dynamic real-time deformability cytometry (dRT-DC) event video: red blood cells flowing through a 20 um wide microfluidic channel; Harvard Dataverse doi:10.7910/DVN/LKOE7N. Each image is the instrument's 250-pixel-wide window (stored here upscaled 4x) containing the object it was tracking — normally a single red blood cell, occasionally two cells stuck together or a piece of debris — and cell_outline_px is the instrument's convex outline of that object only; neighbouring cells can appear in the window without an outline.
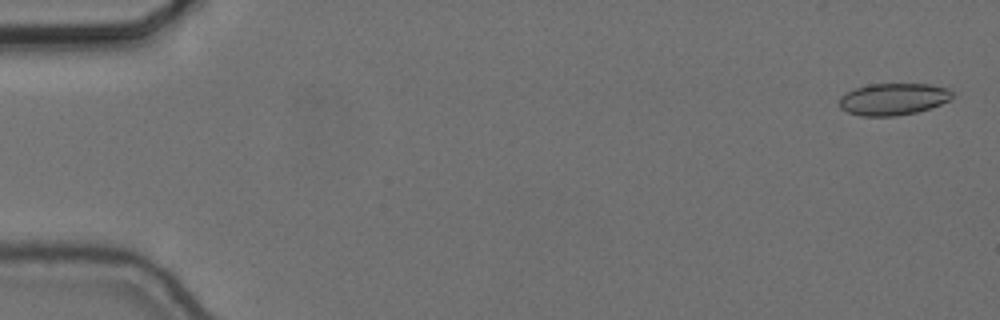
{"species": "common noctule bat (a hibernating species)", "species_latin": "Nyctalus noctula", "temperature_condition": "cold", "stored_images_in_passage": 56, "camera_frame_rate_fps": 3000, "um_per_image_px": 0.085, "animal": {"sex": "female", "body_mass_g": 24.6, "forearm_length_mm": 56.2}, "frame": {"image": 1, "passage_image": 2, "time_ms": 0.333, "image_size_px": [1000, 320], "cell_outline_px": [[952, 100], [932, 108], [916, 112], [896, 116], [860, 116], [848, 112], [840, 108], [840, 96], [844, 92], [868, 84], [928, 84], [948, 88], [952, 92]], "centroid_in_image_um": [75.94, 8.43], "position_along_channel_um": 9.1, "area_um2": 21.21}}
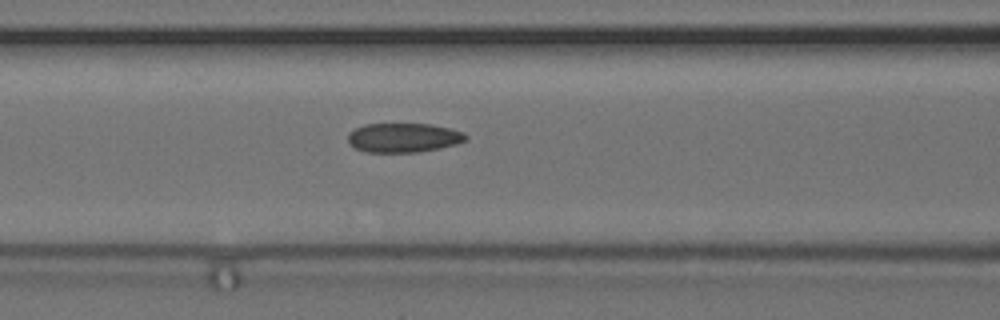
{"frame": {"image": 2, "passage_image": 24, "time_ms": 7.667, "image_size_px": [1000, 320], "cell_outline_px": [[468, 140], [456, 144], [440, 148], [420, 152], [368, 152], [356, 148], [348, 144], [348, 132], [364, 124], [432, 124], [464, 132], [468, 136]], "centroid_in_image_um": [34.31, 11.7], "position_along_channel_um": 132.3, "area_um2": 20.23}}
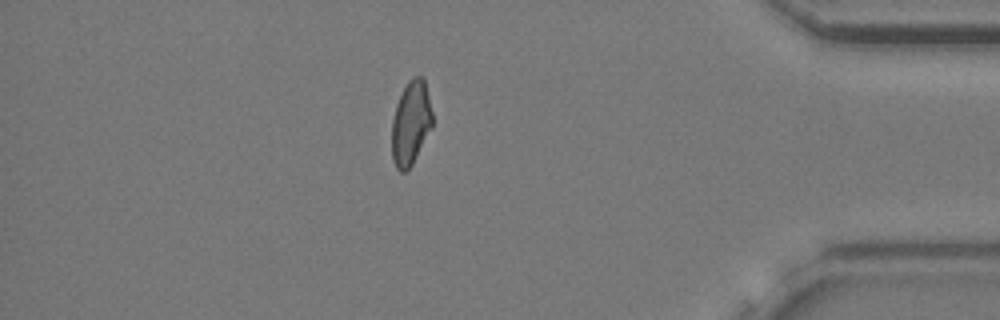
{"frame": {"image": 3, "passage_image": 49, "time_ms": 16.0, "image_size_px": [1000, 320], "cell_outline_px": [[432, 128], [412, 164], [404, 172], [400, 172], [396, 168], [392, 160], [392, 120], [396, 104], [408, 80], [412, 76], [424, 76], [432, 112]], "centroid_in_image_um": [34.92, 10.44], "position_along_channel_um": 400.3, "area_um2": 19.94}, "authors_computed_cell_mechanics": {"area_um2": 20.4612, "velocity_mm_per_s": 3.6644, "shape_relaxation_time_tau1_ms": null, "shape_relaxation_time_tau2_ms": 4.8824, "deformation_change_tau1": null, "deformation_change_tau2": 0.1096}}